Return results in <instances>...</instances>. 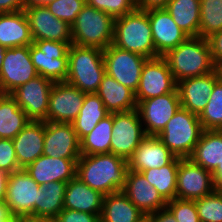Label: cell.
Here are the masks:
<instances>
[{
  "label": "cell",
  "instance_id": "obj_1",
  "mask_svg": "<svg viewBox=\"0 0 222 222\" xmlns=\"http://www.w3.org/2000/svg\"><path fill=\"white\" fill-rule=\"evenodd\" d=\"M129 171L126 159L108 153L81 155L77 161L76 176L103 195L121 191Z\"/></svg>",
  "mask_w": 222,
  "mask_h": 222
},
{
  "label": "cell",
  "instance_id": "obj_2",
  "mask_svg": "<svg viewBox=\"0 0 222 222\" xmlns=\"http://www.w3.org/2000/svg\"><path fill=\"white\" fill-rule=\"evenodd\" d=\"M162 57L167 62L176 83L214 71L209 41L199 36L188 37Z\"/></svg>",
  "mask_w": 222,
  "mask_h": 222
},
{
  "label": "cell",
  "instance_id": "obj_3",
  "mask_svg": "<svg viewBox=\"0 0 222 222\" xmlns=\"http://www.w3.org/2000/svg\"><path fill=\"white\" fill-rule=\"evenodd\" d=\"M112 44L148 59L156 58L157 52L147 12L136 8L131 13L115 18Z\"/></svg>",
  "mask_w": 222,
  "mask_h": 222
},
{
  "label": "cell",
  "instance_id": "obj_4",
  "mask_svg": "<svg viewBox=\"0 0 222 222\" xmlns=\"http://www.w3.org/2000/svg\"><path fill=\"white\" fill-rule=\"evenodd\" d=\"M106 74L103 50L71 44L65 82L84 93H96Z\"/></svg>",
  "mask_w": 222,
  "mask_h": 222
},
{
  "label": "cell",
  "instance_id": "obj_5",
  "mask_svg": "<svg viewBox=\"0 0 222 222\" xmlns=\"http://www.w3.org/2000/svg\"><path fill=\"white\" fill-rule=\"evenodd\" d=\"M115 18L86 3L71 25L72 44L106 49L113 42Z\"/></svg>",
  "mask_w": 222,
  "mask_h": 222
},
{
  "label": "cell",
  "instance_id": "obj_6",
  "mask_svg": "<svg viewBox=\"0 0 222 222\" xmlns=\"http://www.w3.org/2000/svg\"><path fill=\"white\" fill-rule=\"evenodd\" d=\"M203 131L199 117L180 107L157 137L175 157L189 158Z\"/></svg>",
  "mask_w": 222,
  "mask_h": 222
},
{
  "label": "cell",
  "instance_id": "obj_7",
  "mask_svg": "<svg viewBox=\"0 0 222 222\" xmlns=\"http://www.w3.org/2000/svg\"><path fill=\"white\" fill-rule=\"evenodd\" d=\"M40 185L24 170L9 175L3 209L11 220L35 217Z\"/></svg>",
  "mask_w": 222,
  "mask_h": 222
},
{
  "label": "cell",
  "instance_id": "obj_8",
  "mask_svg": "<svg viewBox=\"0 0 222 222\" xmlns=\"http://www.w3.org/2000/svg\"><path fill=\"white\" fill-rule=\"evenodd\" d=\"M72 43L36 40L30 45L32 63L38 73L55 82H64L68 75V50Z\"/></svg>",
  "mask_w": 222,
  "mask_h": 222
},
{
  "label": "cell",
  "instance_id": "obj_9",
  "mask_svg": "<svg viewBox=\"0 0 222 222\" xmlns=\"http://www.w3.org/2000/svg\"><path fill=\"white\" fill-rule=\"evenodd\" d=\"M146 137L137 109L113 113L110 153L127 161Z\"/></svg>",
  "mask_w": 222,
  "mask_h": 222
},
{
  "label": "cell",
  "instance_id": "obj_10",
  "mask_svg": "<svg viewBox=\"0 0 222 222\" xmlns=\"http://www.w3.org/2000/svg\"><path fill=\"white\" fill-rule=\"evenodd\" d=\"M38 76L32 63L30 46L7 48L0 68V93L11 94Z\"/></svg>",
  "mask_w": 222,
  "mask_h": 222
},
{
  "label": "cell",
  "instance_id": "obj_11",
  "mask_svg": "<svg viewBox=\"0 0 222 222\" xmlns=\"http://www.w3.org/2000/svg\"><path fill=\"white\" fill-rule=\"evenodd\" d=\"M106 73L122 85L137 91L141 71L148 58L110 44L103 50Z\"/></svg>",
  "mask_w": 222,
  "mask_h": 222
},
{
  "label": "cell",
  "instance_id": "obj_12",
  "mask_svg": "<svg viewBox=\"0 0 222 222\" xmlns=\"http://www.w3.org/2000/svg\"><path fill=\"white\" fill-rule=\"evenodd\" d=\"M180 107L177 88L171 93L140 101L137 110L146 136H158Z\"/></svg>",
  "mask_w": 222,
  "mask_h": 222
},
{
  "label": "cell",
  "instance_id": "obj_13",
  "mask_svg": "<svg viewBox=\"0 0 222 222\" xmlns=\"http://www.w3.org/2000/svg\"><path fill=\"white\" fill-rule=\"evenodd\" d=\"M54 82L41 75L22 84L10 95L33 121H47L49 97Z\"/></svg>",
  "mask_w": 222,
  "mask_h": 222
},
{
  "label": "cell",
  "instance_id": "obj_14",
  "mask_svg": "<svg viewBox=\"0 0 222 222\" xmlns=\"http://www.w3.org/2000/svg\"><path fill=\"white\" fill-rule=\"evenodd\" d=\"M215 191L213 174L190 158H181L176 178V198L196 200Z\"/></svg>",
  "mask_w": 222,
  "mask_h": 222
},
{
  "label": "cell",
  "instance_id": "obj_15",
  "mask_svg": "<svg viewBox=\"0 0 222 222\" xmlns=\"http://www.w3.org/2000/svg\"><path fill=\"white\" fill-rule=\"evenodd\" d=\"M176 88L177 83L165 59L161 56L150 58L142 67L135 98L138 104L142 100L171 93Z\"/></svg>",
  "mask_w": 222,
  "mask_h": 222
},
{
  "label": "cell",
  "instance_id": "obj_16",
  "mask_svg": "<svg viewBox=\"0 0 222 222\" xmlns=\"http://www.w3.org/2000/svg\"><path fill=\"white\" fill-rule=\"evenodd\" d=\"M85 94L65 81L55 82L49 97L47 121L72 123L82 108Z\"/></svg>",
  "mask_w": 222,
  "mask_h": 222
},
{
  "label": "cell",
  "instance_id": "obj_17",
  "mask_svg": "<svg viewBox=\"0 0 222 222\" xmlns=\"http://www.w3.org/2000/svg\"><path fill=\"white\" fill-rule=\"evenodd\" d=\"M33 41L52 40L72 43L71 26L55 17L46 6L25 8Z\"/></svg>",
  "mask_w": 222,
  "mask_h": 222
},
{
  "label": "cell",
  "instance_id": "obj_18",
  "mask_svg": "<svg viewBox=\"0 0 222 222\" xmlns=\"http://www.w3.org/2000/svg\"><path fill=\"white\" fill-rule=\"evenodd\" d=\"M43 155L53 158L79 159L80 141L72 123L45 121Z\"/></svg>",
  "mask_w": 222,
  "mask_h": 222
},
{
  "label": "cell",
  "instance_id": "obj_19",
  "mask_svg": "<svg viewBox=\"0 0 222 222\" xmlns=\"http://www.w3.org/2000/svg\"><path fill=\"white\" fill-rule=\"evenodd\" d=\"M152 30L157 57L165 55L176 48L189 36L175 23L165 8L146 11Z\"/></svg>",
  "mask_w": 222,
  "mask_h": 222
},
{
  "label": "cell",
  "instance_id": "obj_20",
  "mask_svg": "<svg viewBox=\"0 0 222 222\" xmlns=\"http://www.w3.org/2000/svg\"><path fill=\"white\" fill-rule=\"evenodd\" d=\"M121 191L146 216L167 205L158 190L146 180L141 172L129 170Z\"/></svg>",
  "mask_w": 222,
  "mask_h": 222
},
{
  "label": "cell",
  "instance_id": "obj_21",
  "mask_svg": "<svg viewBox=\"0 0 222 222\" xmlns=\"http://www.w3.org/2000/svg\"><path fill=\"white\" fill-rule=\"evenodd\" d=\"M217 81V75L215 71H212L203 76L177 82L181 107L199 116L208 104V99Z\"/></svg>",
  "mask_w": 222,
  "mask_h": 222
},
{
  "label": "cell",
  "instance_id": "obj_22",
  "mask_svg": "<svg viewBox=\"0 0 222 222\" xmlns=\"http://www.w3.org/2000/svg\"><path fill=\"white\" fill-rule=\"evenodd\" d=\"M78 160L42 155L27 165L24 170L39 185L55 181L67 183L76 177Z\"/></svg>",
  "mask_w": 222,
  "mask_h": 222
},
{
  "label": "cell",
  "instance_id": "obj_23",
  "mask_svg": "<svg viewBox=\"0 0 222 222\" xmlns=\"http://www.w3.org/2000/svg\"><path fill=\"white\" fill-rule=\"evenodd\" d=\"M45 121L31 120L13 139L18 165L24 169L43 155Z\"/></svg>",
  "mask_w": 222,
  "mask_h": 222
},
{
  "label": "cell",
  "instance_id": "obj_24",
  "mask_svg": "<svg viewBox=\"0 0 222 222\" xmlns=\"http://www.w3.org/2000/svg\"><path fill=\"white\" fill-rule=\"evenodd\" d=\"M174 158V154L157 136H146L127 162L129 170L142 172L166 166Z\"/></svg>",
  "mask_w": 222,
  "mask_h": 222
},
{
  "label": "cell",
  "instance_id": "obj_25",
  "mask_svg": "<svg viewBox=\"0 0 222 222\" xmlns=\"http://www.w3.org/2000/svg\"><path fill=\"white\" fill-rule=\"evenodd\" d=\"M104 196L83 183L77 176L67 182L64 195V209H72L101 215Z\"/></svg>",
  "mask_w": 222,
  "mask_h": 222
},
{
  "label": "cell",
  "instance_id": "obj_26",
  "mask_svg": "<svg viewBox=\"0 0 222 222\" xmlns=\"http://www.w3.org/2000/svg\"><path fill=\"white\" fill-rule=\"evenodd\" d=\"M33 39L24 10L0 13V44L6 48L30 46Z\"/></svg>",
  "mask_w": 222,
  "mask_h": 222
},
{
  "label": "cell",
  "instance_id": "obj_27",
  "mask_svg": "<svg viewBox=\"0 0 222 222\" xmlns=\"http://www.w3.org/2000/svg\"><path fill=\"white\" fill-rule=\"evenodd\" d=\"M96 94L110 113L137 109L135 92L107 73L104 75Z\"/></svg>",
  "mask_w": 222,
  "mask_h": 222
},
{
  "label": "cell",
  "instance_id": "obj_28",
  "mask_svg": "<svg viewBox=\"0 0 222 222\" xmlns=\"http://www.w3.org/2000/svg\"><path fill=\"white\" fill-rule=\"evenodd\" d=\"M145 219L146 215L122 191L104 196L100 222H143Z\"/></svg>",
  "mask_w": 222,
  "mask_h": 222
},
{
  "label": "cell",
  "instance_id": "obj_29",
  "mask_svg": "<svg viewBox=\"0 0 222 222\" xmlns=\"http://www.w3.org/2000/svg\"><path fill=\"white\" fill-rule=\"evenodd\" d=\"M189 158L213 173L222 164V130H204Z\"/></svg>",
  "mask_w": 222,
  "mask_h": 222
},
{
  "label": "cell",
  "instance_id": "obj_30",
  "mask_svg": "<svg viewBox=\"0 0 222 222\" xmlns=\"http://www.w3.org/2000/svg\"><path fill=\"white\" fill-rule=\"evenodd\" d=\"M109 114L110 112L106 109L103 101L96 93H86L82 108L72 122L79 141L88 135L95 126Z\"/></svg>",
  "mask_w": 222,
  "mask_h": 222
},
{
  "label": "cell",
  "instance_id": "obj_31",
  "mask_svg": "<svg viewBox=\"0 0 222 222\" xmlns=\"http://www.w3.org/2000/svg\"><path fill=\"white\" fill-rule=\"evenodd\" d=\"M30 121L10 94L0 93V138L13 139Z\"/></svg>",
  "mask_w": 222,
  "mask_h": 222
},
{
  "label": "cell",
  "instance_id": "obj_32",
  "mask_svg": "<svg viewBox=\"0 0 222 222\" xmlns=\"http://www.w3.org/2000/svg\"><path fill=\"white\" fill-rule=\"evenodd\" d=\"M66 182H49L39 187L38 203H35V217L55 219L64 209Z\"/></svg>",
  "mask_w": 222,
  "mask_h": 222
},
{
  "label": "cell",
  "instance_id": "obj_33",
  "mask_svg": "<svg viewBox=\"0 0 222 222\" xmlns=\"http://www.w3.org/2000/svg\"><path fill=\"white\" fill-rule=\"evenodd\" d=\"M165 9L189 37L198 36L200 0H170Z\"/></svg>",
  "mask_w": 222,
  "mask_h": 222
},
{
  "label": "cell",
  "instance_id": "obj_34",
  "mask_svg": "<svg viewBox=\"0 0 222 222\" xmlns=\"http://www.w3.org/2000/svg\"><path fill=\"white\" fill-rule=\"evenodd\" d=\"M180 159L175 157L166 166L141 172L166 202L176 198V178Z\"/></svg>",
  "mask_w": 222,
  "mask_h": 222
},
{
  "label": "cell",
  "instance_id": "obj_35",
  "mask_svg": "<svg viewBox=\"0 0 222 222\" xmlns=\"http://www.w3.org/2000/svg\"><path fill=\"white\" fill-rule=\"evenodd\" d=\"M113 113L103 118L95 128L80 141L81 155L110 153Z\"/></svg>",
  "mask_w": 222,
  "mask_h": 222
},
{
  "label": "cell",
  "instance_id": "obj_36",
  "mask_svg": "<svg viewBox=\"0 0 222 222\" xmlns=\"http://www.w3.org/2000/svg\"><path fill=\"white\" fill-rule=\"evenodd\" d=\"M222 30V0H200L199 37L208 39Z\"/></svg>",
  "mask_w": 222,
  "mask_h": 222
},
{
  "label": "cell",
  "instance_id": "obj_37",
  "mask_svg": "<svg viewBox=\"0 0 222 222\" xmlns=\"http://www.w3.org/2000/svg\"><path fill=\"white\" fill-rule=\"evenodd\" d=\"M198 117L204 130H222V82L215 83L208 104Z\"/></svg>",
  "mask_w": 222,
  "mask_h": 222
},
{
  "label": "cell",
  "instance_id": "obj_38",
  "mask_svg": "<svg viewBox=\"0 0 222 222\" xmlns=\"http://www.w3.org/2000/svg\"><path fill=\"white\" fill-rule=\"evenodd\" d=\"M195 205L201 222H222V192L198 198Z\"/></svg>",
  "mask_w": 222,
  "mask_h": 222
},
{
  "label": "cell",
  "instance_id": "obj_39",
  "mask_svg": "<svg viewBox=\"0 0 222 222\" xmlns=\"http://www.w3.org/2000/svg\"><path fill=\"white\" fill-rule=\"evenodd\" d=\"M86 3V0H55L46 7L55 17L71 26Z\"/></svg>",
  "mask_w": 222,
  "mask_h": 222
},
{
  "label": "cell",
  "instance_id": "obj_40",
  "mask_svg": "<svg viewBox=\"0 0 222 222\" xmlns=\"http://www.w3.org/2000/svg\"><path fill=\"white\" fill-rule=\"evenodd\" d=\"M86 2L114 18L124 16L136 9V0H86Z\"/></svg>",
  "mask_w": 222,
  "mask_h": 222
},
{
  "label": "cell",
  "instance_id": "obj_41",
  "mask_svg": "<svg viewBox=\"0 0 222 222\" xmlns=\"http://www.w3.org/2000/svg\"><path fill=\"white\" fill-rule=\"evenodd\" d=\"M166 207L172 212L177 222H201L195 200L173 199Z\"/></svg>",
  "mask_w": 222,
  "mask_h": 222
},
{
  "label": "cell",
  "instance_id": "obj_42",
  "mask_svg": "<svg viewBox=\"0 0 222 222\" xmlns=\"http://www.w3.org/2000/svg\"><path fill=\"white\" fill-rule=\"evenodd\" d=\"M21 169L17 162L12 139L0 138V171L4 170L11 174Z\"/></svg>",
  "mask_w": 222,
  "mask_h": 222
},
{
  "label": "cell",
  "instance_id": "obj_43",
  "mask_svg": "<svg viewBox=\"0 0 222 222\" xmlns=\"http://www.w3.org/2000/svg\"><path fill=\"white\" fill-rule=\"evenodd\" d=\"M54 220L55 222H100V216L72 209H63Z\"/></svg>",
  "mask_w": 222,
  "mask_h": 222
},
{
  "label": "cell",
  "instance_id": "obj_44",
  "mask_svg": "<svg viewBox=\"0 0 222 222\" xmlns=\"http://www.w3.org/2000/svg\"><path fill=\"white\" fill-rule=\"evenodd\" d=\"M213 64L222 61V30L208 38Z\"/></svg>",
  "mask_w": 222,
  "mask_h": 222
},
{
  "label": "cell",
  "instance_id": "obj_45",
  "mask_svg": "<svg viewBox=\"0 0 222 222\" xmlns=\"http://www.w3.org/2000/svg\"><path fill=\"white\" fill-rule=\"evenodd\" d=\"M147 222H177L172 212L167 208L146 216Z\"/></svg>",
  "mask_w": 222,
  "mask_h": 222
},
{
  "label": "cell",
  "instance_id": "obj_46",
  "mask_svg": "<svg viewBox=\"0 0 222 222\" xmlns=\"http://www.w3.org/2000/svg\"><path fill=\"white\" fill-rule=\"evenodd\" d=\"M24 10L23 0H0V13H11Z\"/></svg>",
  "mask_w": 222,
  "mask_h": 222
},
{
  "label": "cell",
  "instance_id": "obj_47",
  "mask_svg": "<svg viewBox=\"0 0 222 222\" xmlns=\"http://www.w3.org/2000/svg\"><path fill=\"white\" fill-rule=\"evenodd\" d=\"M170 0H136V8L140 10L165 8Z\"/></svg>",
  "mask_w": 222,
  "mask_h": 222
},
{
  "label": "cell",
  "instance_id": "obj_48",
  "mask_svg": "<svg viewBox=\"0 0 222 222\" xmlns=\"http://www.w3.org/2000/svg\"><path fill=\"white\" fill-rule=\"evenodd\" d=\"M10 173L1 170L0 171V209H3V205L5 202L7 184Z\"/></svg>",
  "mask_w": 222,
  "mask_h": 222
},
{
  "label": "cell",
  "instance_id": "obj_49",
  "mask_svg": "<svg viewBox=\"0 0 222 222\" xmlns=\"http://www.w3.org/2000/svg\"><path fill=\"white\" fill-rule=\"evenodd\" d=\"M212 174L215 191L222 192V164Z\"/></svg>",
  "mask_w": 222,
  "mask_h": 222
},
{
  "label": "cell",
  "instance_id": "obj_50",
  "mask_svg": "<svg viewBox=\"0 0 222 222\" xmlns=\"http://www.w3.org/2000/svg\"><path fill=\"white\" fill-rule=\"evenodd\" d=\"M55 0H23L24 9L36 6H47L48 4L54 2Z\"/></svg>",
  "mask_w": 222,
  "mask_h": 222
},
{
  "label": "cell",
  "instance_id": "obj_51",
  "mask_svg": "<svg viewBox=\"0 0 222 222\" xmlns=\"http://www.w3.org/2000/svg\"><path fill=\"white\" fill-rule=\"evenodd\" d=\"M12 222H55V220L29 216V217H21V218L12 220Z\"/></svg>",
  "mask_w": 222,
  "mask_h": 222
},
{
  "label": "cell",
  "instance_id": "obj_52",
  "mask_svg": "<svg viewBox=\"0 0 222 222\" xmlns=\"http://www.w3.org/2000/svg\"><path fill=\"white\" fill-rule=\"evenodd\" d=\"M214 71L217 75V80L222 82V61L216 62L214 64Z\"/></svg>",
  "mask_w": 222,
  "mask_h": 222
},
{
  "label": "cell",
  "instance_id": "obj_53",
  "mask_svg": "<svg viewBox=\"0 0 222 222\" xmlns=\"http://www.w3.org/2000/svg\"><path fill=\"white\" fill-rule=\"evenodd\" d=\"M0 222H12L4 209H0Z\"/></svg>",
  "mask_w": 222,
  "mask_h": 222
},
{
  "label": "cell",
  "instance_id": "obj_54",
  "mask_svg": "<svg viewBox=\"0 0 222 222\" xmlns=\"http://www.w3.org/2000/svg\"><path fill=\"white\" fill-rule=\"evenodd\" d=\"M6 47L0 44V68L2 66V62H3V58L5 56L6 53Z\"/></svg>",
  "mask_w": 222,
  "mask_h": 222
}]
</instances>
